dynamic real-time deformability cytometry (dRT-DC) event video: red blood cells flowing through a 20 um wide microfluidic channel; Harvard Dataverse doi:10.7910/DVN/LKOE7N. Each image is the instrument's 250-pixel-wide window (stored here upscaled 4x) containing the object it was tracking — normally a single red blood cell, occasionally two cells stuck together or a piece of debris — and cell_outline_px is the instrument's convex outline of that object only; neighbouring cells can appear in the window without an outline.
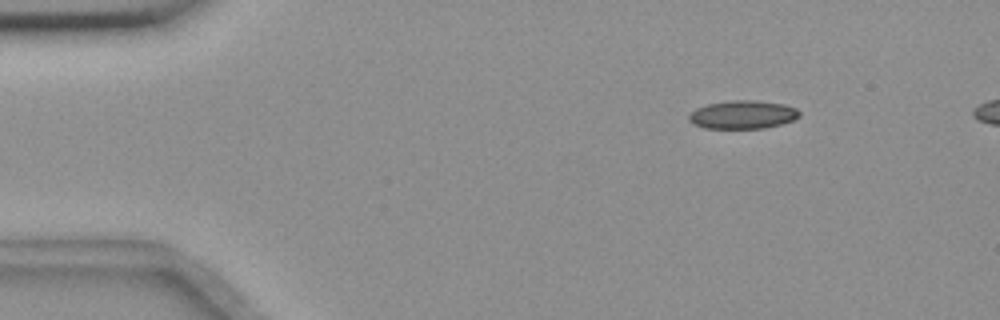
{"species": "common noctule bat (a hibernating species)", "species_latin": "Nyctalus noctula", "temperature_condition": "room temperature", "stored_images_in_passage": 49, "camera_frame_rate_fps": 3000, "um_per_image_px": 0.085, "animal": {"sex": "female", "body_mass_g": 18.4}, "frame": {"image": 1, "passage_image": 3, "time_ms": 0.667, "image_size_px": [1000, 320], "cell_outline_px": [[800, 116], [792, 120], [780, 124], [764, 128], [704, 128], [692, 124], [688, 120], [688, 116], [696, 108], [708, 104], [728, 100], [756, 100], [784, 104], [796, 108], [800, 112]], "centroid_in_image_um": [63.11, 9.74], "position_along_channel_um": 21.9, "area_um2": 18.26}}
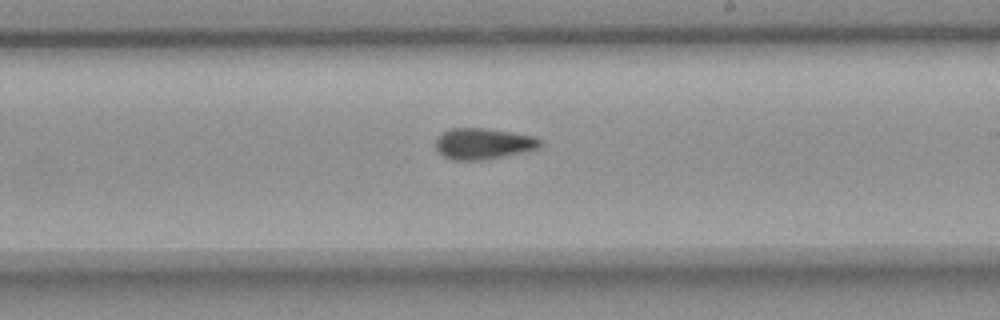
{"frame": {"image": 2, "passage_image": 28, "time_ms": 9.0, "image_size_px": [1000, 320], "cell_outline_px": [[540, 144], [536, 148], [524, 152], [484, 160], [452, 160], [440, 156], [436, 152], [436, 140], [444, 132], [452, 128], [480, 128], [512, 132], [536, 136], [540, 140]], "centroid_in_image_um": [41.03, 12.23], "position_along_channel_um": 248.0, "area_um2": 18.9}}
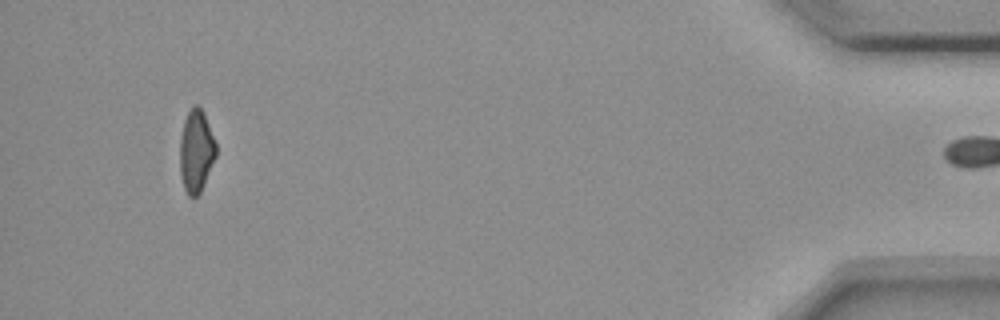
{"frame": {"image": 3, "passage_image": 48, "time_ms": 15.667, "image_size_px": [1000, 320], "cell_outline_px": [[216, 156], [200, 192], [196, 196], [188, 196], [184, 188], [180, 176], [180, 140], [184, 120], [188, 112], [196, 104], [204, 112], [216, 144]], "centroid_in_image_um": [16.66, 12.85], "position_along_channel_um": 418.5, "area_um2": 17.17}, "authors_computed_cell_mechanics": {"area_um2": 18.6694, "velocity_mm_per_s": 3.6665, "shape_relaxation_time_tau1_ms": 6.7679, "shape_relaxation_time_tau2_ms": 5.3848, "deformation_change_tau1": 0.1541, "deformation_change_tau2": 0.113}}